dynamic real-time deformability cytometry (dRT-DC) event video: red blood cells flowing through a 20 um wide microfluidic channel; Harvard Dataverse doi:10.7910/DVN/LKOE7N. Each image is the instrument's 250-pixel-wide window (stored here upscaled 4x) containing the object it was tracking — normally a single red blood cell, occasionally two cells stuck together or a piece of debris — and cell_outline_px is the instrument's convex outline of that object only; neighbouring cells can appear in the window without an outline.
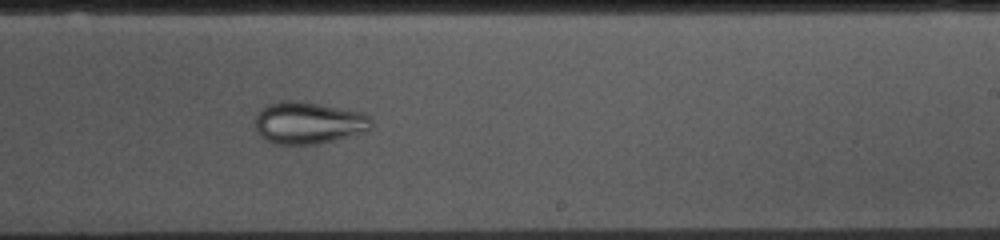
{"species": "common noctule bat (a hibernating species)", "species_latin": "Nyctalus noctula", "temperature_condition": "cold", "stored_images_in_passage": 53, "camera_frame_rate_fps": 3000, "um_per_image_px": 0.085, "animal": {"sex": "female", "body_mass_g": 10.0, "forearm_length_mm": 53.1}, "frame": {"image": 1, "passage_image": 31, "time_ms": 10.0, "image_size_px": [1000, 240], "cell_outline_px": [[372, 128], [368, 132], [336, 140], [316, 144], [272, 144], [264, 140], [256, 132], [256, 116], [268, 104], [280, 100], [300, 100], [364, 112], [372, 116]], "centroid_in_image_um": [26.28, 10.44], "position_along_channel_um": 262.7, "area_um2": 29.13}}
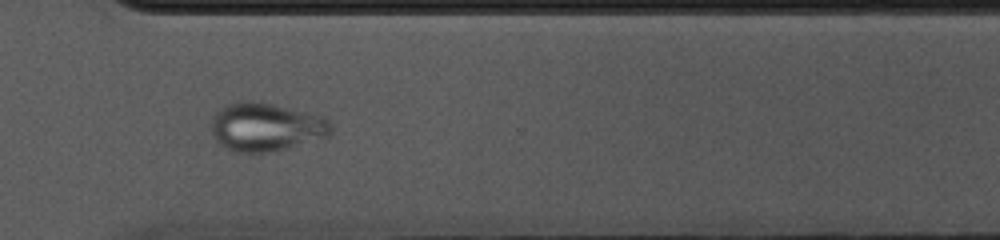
{"frame": {"image": 2, "passage_image": 38, "time_ms": 12.333, "image_size_px": [1000, 240], "cell_outline_px": [[332, 128], [328, 136], [288, 148], [272, 152], [236, 152], [220, 144], [216, 140], [212, 132], [212, 120], [216, 112], [220, 108], [228, 104], [240, 100], [252, 100], [272, 104], [324, 116], [332, 124]], "centroid_in_image_um": [22.61, 10.78], "position_along_channel_um": 348.0, "area_um2": 33.7}}
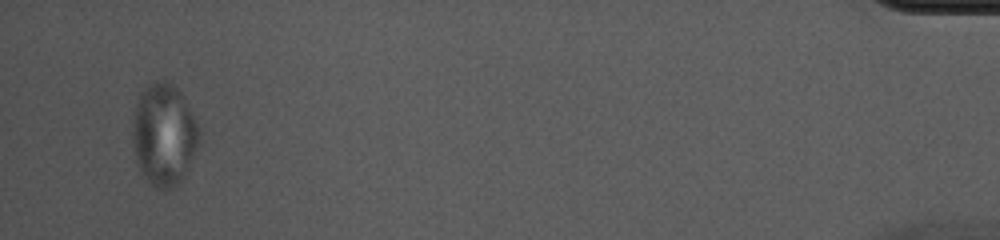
{"frame": {"image": 3, "passage_image": 51, "time_ms": 16.667, "image_size_px": [1000, 240], "cell_outline_px": [[200, 136], [196, 148], [188, 168], [184, 176], [176, 184], [168, 188], [156, 188], [148, 180], [140, 168], [136, 160], [132, 144], [132, 124], [136, 104], [140, 92], [152, 80], [168, 80], [180, 92], [200, 128]], "centroid_in_image_um": [13.91, 11.39], "position_along_channel_um": 421.3, "area_um2": 39.3}}